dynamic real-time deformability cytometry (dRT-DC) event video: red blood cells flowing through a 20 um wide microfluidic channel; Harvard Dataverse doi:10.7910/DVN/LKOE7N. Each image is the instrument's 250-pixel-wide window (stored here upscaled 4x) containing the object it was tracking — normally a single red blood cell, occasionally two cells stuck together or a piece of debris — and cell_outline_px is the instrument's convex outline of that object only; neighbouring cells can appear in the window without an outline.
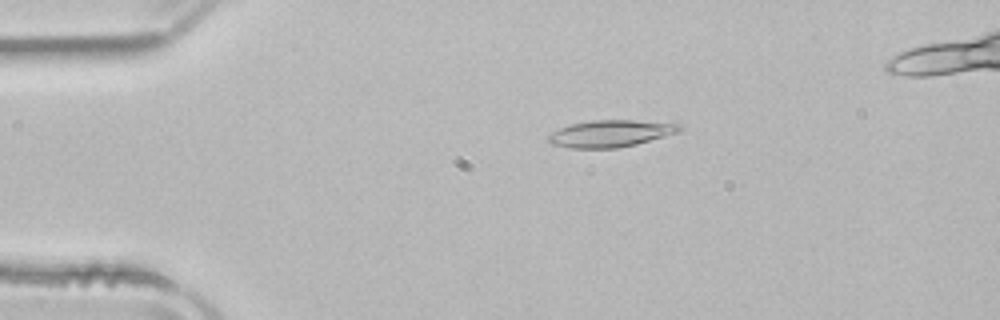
{"species": "common noctule bat (a hibernating species)", "species_latin": "Nyctalus noctula", "temperature_condition": "room temperature", "stored_images_in_passage": 50, "camera_frame_rate_fps": 3000, "um_per_image_px": 0.085, "animal": {"sex": "male", "body_mass_g": 21.5, "forearm_length_mm": 52.0}, "frame": {"image": 1, "passage_image": 10, "time_ms": 3.0, "image_size_px": [1000, 320], "cell_outline_px": [[684, 128], [680, 132], [636, 144], [616, 148], [572, 148], [552, 144], [548, 140], [548, 136], [552, 132], [568, 124], [592, 120], [632, 120], [680, 124]], "centroid_in_image_um": [51.91, 11.34], "position_along_channel_um": 33.1, "area_um2": 20.52}}
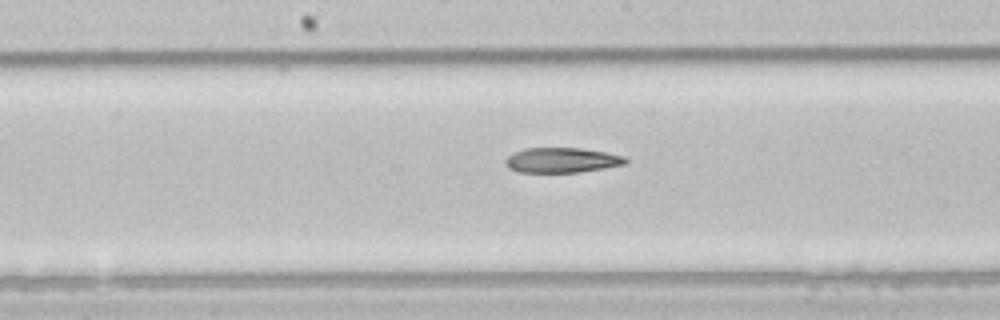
{"frame": {"image": 2, "passage_image": 26, "time_ms": 8.333, "image_size_px": [1000, 320], "cell_outline_px": [[628, 160], [624, 164], [580, 172], [520, 172], [508, 168], [504, 160], [508, 156], [524, 148], [580, 148], [604, 152], [624, 156]], "centroid_in_image_um": [47.73, 13.61], "position_along_channel_um": 200.5, "area_um2": 17.28}}
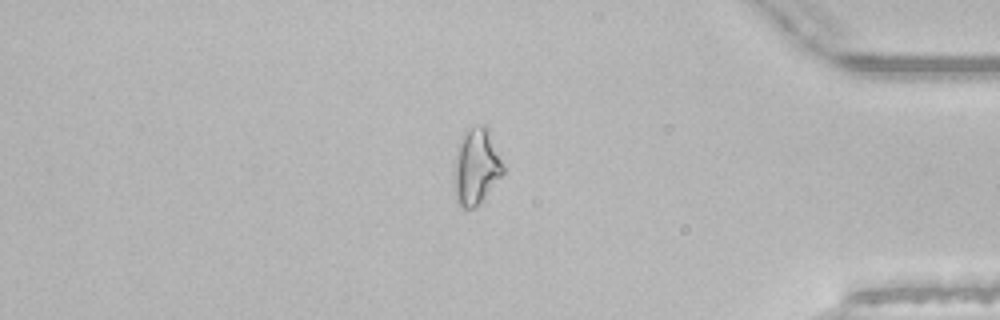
{"frame": {"image": 3, "passage_image": 43, "time_ms": 14.0, "image_size_px": [1000, 320], "cell_outline_px": [[504, 172], [480, 200], [472, 208], [460, 208], [456, 200], [452, 176], [456, 144], [464, 128], [480, 124], [484, 124], [488, 128], [504, 168]], "centroid_in_image_um": [40.39, 14.08], "position_along_channel_um": 394.8, "area_um2": 22.02}, "authors_computed_cell_mechanics": {"area_um2": 19.3341, "velocity_mm_per_s": 3.9605, "shape_relaxation_time_tau1_ms": 10.5869, "shape_relaxation_time_tau2_ms": null, "deformation_change_tau1": 0.2536, "deformation_change_tau2": null}}